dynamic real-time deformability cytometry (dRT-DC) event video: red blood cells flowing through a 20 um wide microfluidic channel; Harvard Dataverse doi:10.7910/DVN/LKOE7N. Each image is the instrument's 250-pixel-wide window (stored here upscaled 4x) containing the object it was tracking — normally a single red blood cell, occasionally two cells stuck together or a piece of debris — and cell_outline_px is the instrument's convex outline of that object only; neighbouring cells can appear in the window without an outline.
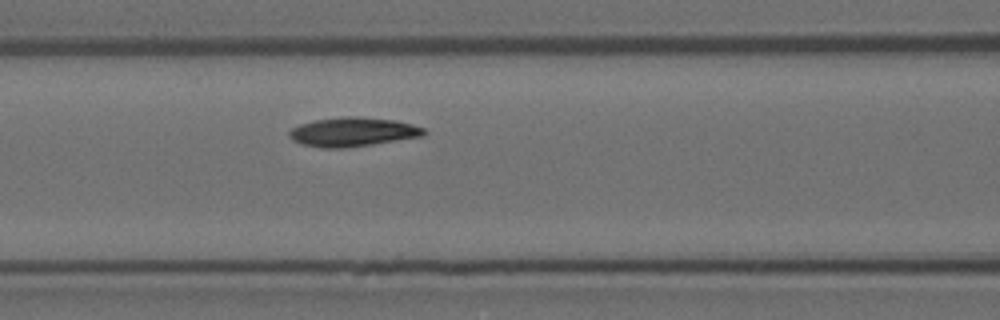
{"species": "Egyptian fruit bat (a non-hibernating species)", "species_latin": "Rousettus aegyptiacus", "temperature_condition": "room temperature", "stored_images_in_passage": 5, "camera_frame_rate_fps": 3000, "um_per_image_px": 0.085, "animal": {"sex": "female"}, "frame": {"image": 1, "passage_image": 5, "time_ms": 1.333, "image_size_px": [1000, 320], "cell_outline_px": [[428, 132], [424, 136], [372, 144], [344, 148], [324, 148], [300, 144], [292, 140], [288, 136], [288, 132], [292, 128], [300, 124], [316, 120], [344, 116], [360, 116], [396, 120], [412, 124], [424, 128]], "centroid_in_image_um": [29.99, 11.21], "position_along_channel_um": 136.6, "area_um2": 23.0}}